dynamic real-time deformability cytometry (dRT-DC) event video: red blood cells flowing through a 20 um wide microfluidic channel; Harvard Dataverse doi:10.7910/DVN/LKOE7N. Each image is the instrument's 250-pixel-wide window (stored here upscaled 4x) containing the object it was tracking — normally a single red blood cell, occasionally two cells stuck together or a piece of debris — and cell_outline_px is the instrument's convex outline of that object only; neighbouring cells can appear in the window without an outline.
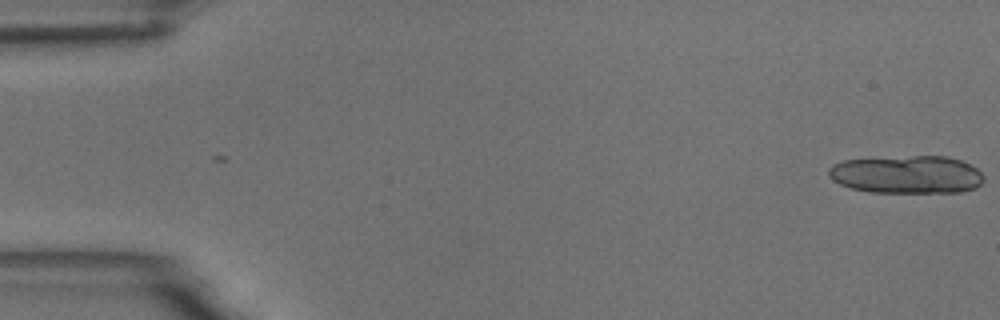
{"species": "common noctule bat (a hibernating species)", "species_latin": "Nyctalus noctula", "temperature_condition": "room temperature", "stored_images_in_passage": 16, "camera_frame_rate_fps": 3000, "um_per_image_px": 0.085, "animal": {"sex": "male", "body_mass_g": 18.8}, "frame": {"image": 1, "passage_image": 1, "time_ms": 0.0, "image_size_px": [1000, 320], "cell_outline_px": [[984, 180], [976, 188], [960, 192], [868, 192], [852, 188], [840, 184], [832, 180], [828, 176], [828, 168], [832, 164], [844, 160], [912, 156], [948, 156], [972, 164], [984, 176]], "centroid_in_image_um": [77.09, 14.83], "position_along_channel_um": 7.9, "area_um2": 34.45}}